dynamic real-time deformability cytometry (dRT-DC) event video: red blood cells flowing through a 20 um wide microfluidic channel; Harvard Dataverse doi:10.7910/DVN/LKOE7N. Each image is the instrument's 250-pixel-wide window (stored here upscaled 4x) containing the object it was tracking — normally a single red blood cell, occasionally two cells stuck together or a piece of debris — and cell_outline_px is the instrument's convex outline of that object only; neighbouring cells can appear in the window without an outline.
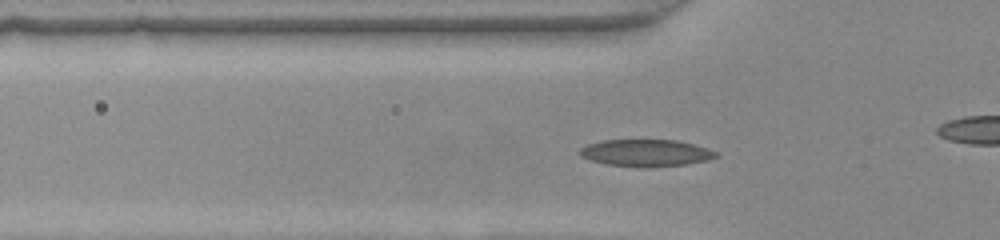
{"species": "common noctule bat (a hibernating species)", "species_latin": "Nyctalus noctula", "temperature_condition": "warm", "stored_images_in_passage": 45, "camera_frame_rate_fps": 3000, "um_per_image_px": 0.085, "animal": {"sex": "female", "body_mass_g": 22.0, "forearm_length_mm": 56.7}, "frame": {"image": 1, "passage_image": 12, "time_ms": 3.667, "image_size_px": [1000, 240], "cell_outline_px": [[720, 156], [708, 160], [688, 164], [652, 168], [644, 168], [604, 164], [588, 160], [580, 156], [580, 148], [588, 144], [604, 140], [676, 140], [708, 148], [716, 152]], "centroid_in_image_um": [54.91, 13.02], "position_along_channel_um": 70.9, "area_um2": 21.73}}
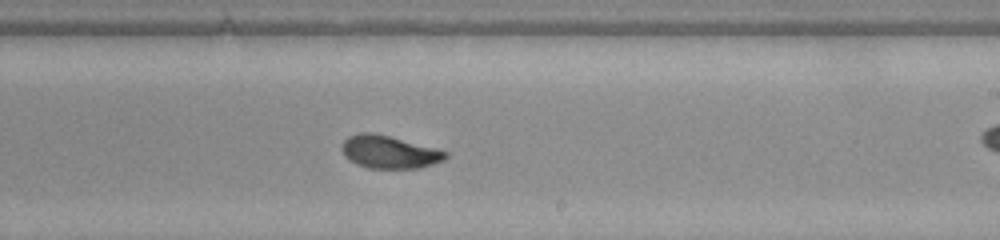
{"frame": {"image": 2, "passage_image": 25, "time_ms": 8.0, "image_size_px": [1000, 240], "cell_outline_px": [[448, 156], [444, 160], [432, 164], [416, 168], [368, 168], [356, 164], [348, 160], [344, 156], [340, 148], [344, 140], [348, 136], [360, 132], [372, 132], [388, 136], [448, 152]], "centroid_in_image_um": [33.01, 12.92], "position_along_channel_um": 256.0, "area_um2": 19.65}}
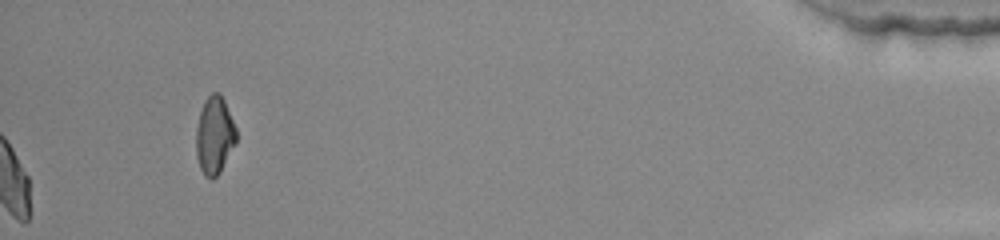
{"frame": {"image": 3, "passage_image": 45, "time_ms": 14.667, "image_size_px": [1000, 240], "cell_outline_px": [[236, 144], [220, 172], [212, 180], [204, 176], [200, 168], [196, 156], [196, 128], [200, 112], [204, 100], [212, 92], [220, 92], [224, 100], [236, 128]], "centroid_in_image_um": [18.23, 11.52], "position_along_channel_um": 417.0, "area_um2": 18.32}}